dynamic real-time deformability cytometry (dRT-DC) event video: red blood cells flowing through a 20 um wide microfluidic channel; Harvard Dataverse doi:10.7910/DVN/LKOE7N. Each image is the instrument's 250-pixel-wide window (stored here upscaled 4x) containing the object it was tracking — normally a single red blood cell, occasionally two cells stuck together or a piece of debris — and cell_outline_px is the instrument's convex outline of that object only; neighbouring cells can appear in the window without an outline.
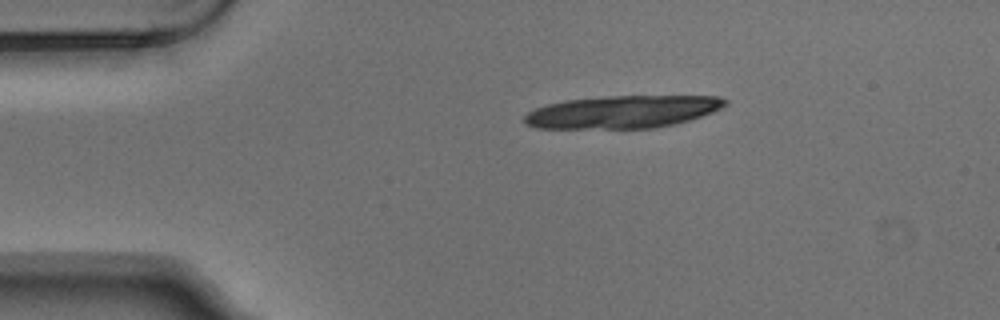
{"species": "Egyptian fruit bat (a non-hibernating species)", "species_latin": "Rousettus aegyptiacus", "temperature_condition": "warm", "stored_images_in_passage": 4, "camera_frame_rate_fps": 3000, "um_per_image_px": 0.085, "animal": {"sex": "male"}, "frame": {"image": 1, "passage_image": 1, "time_ms": 0.0, "image_size_px": [1000, 320], "cell_outline_px": [[728, 104], [712, 112], [676, 124], [656, 128], [536, 128], [524, 124], [524, 116], [528, 112], [536, 108], [548, 104], [564, 100], [604, 96], [716, 96], [728, 100]], "centroid_in_image_um": [52.9, 9.5], "position_along_channel_um": 32.1, "area_um2": 38.15}}
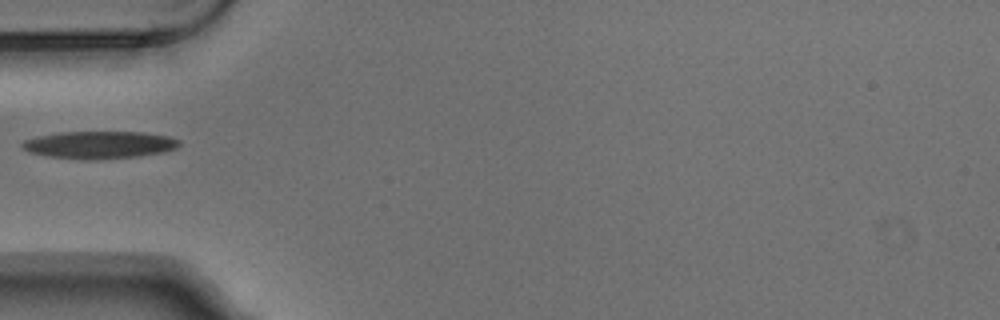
{"frame": {"image": 2, "passage_image": 3, "time_ms": 0.667, "image_size_px": [1000, 320], "cell_outline_px": [[180, 144], [176, 148], [164, 152], [140, 156], [48, 156], [28, 152], [20, 144], [24, 140], [36, 136], [60, 132], [140, 132], [168, 136], [180, 140]], "centroid_in_image_um": [8.47, 12.25], "position_along_channel_um": 76.5, "area_um2": 23.76}}
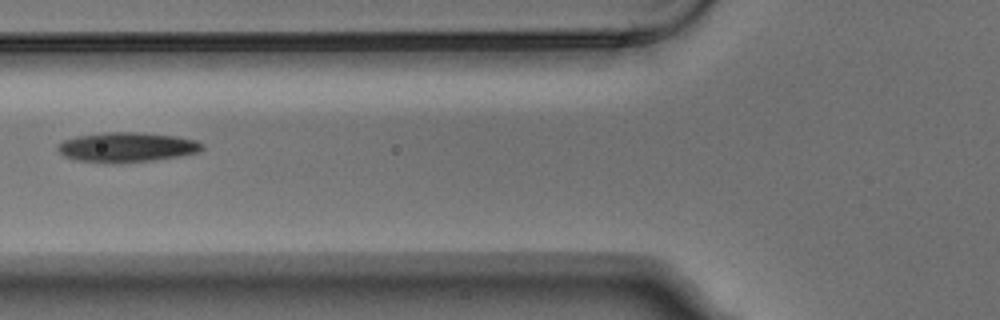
{"frame": {"image": 3, "passage_image": 4, "time_ms": 1.0, "image_size_px": [1000, 320], "cell_outline_px": [[204, 148], [200, 152], [180, 156], [152, 160], [116, 164], [112, 164], [76, 160], [64, 156], [56, 148], [56, 144], [64, 140], [76, 136], [108, 132], [136, 132], [176, 136], [196, 140], [204, 144]], "centroid_in_image_um": [10.77, 12.52], "position_along_channel_um": 115.0, "area_um2": 25.32}}